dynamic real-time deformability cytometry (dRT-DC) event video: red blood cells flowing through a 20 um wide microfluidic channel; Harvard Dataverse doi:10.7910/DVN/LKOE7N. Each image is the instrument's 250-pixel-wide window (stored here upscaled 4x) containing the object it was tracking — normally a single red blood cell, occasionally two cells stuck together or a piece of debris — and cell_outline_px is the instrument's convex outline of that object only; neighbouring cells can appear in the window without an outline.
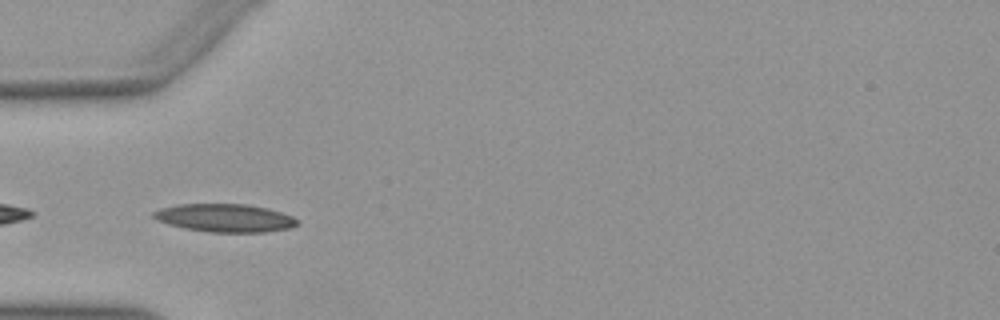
{"species": "Egyptian fruit bat (a non-hibernating species)", "species_latin": "Rousettus aegyptiacus", "temperature_condition": "warm", "stored_images_in_passage": 4, "camera_frame_rate_fps": 3000, "um_per_image_px": 0.085, "animal": {"sex": "female"}, "frame": {"image": 1, "passage_image": 1, "time_ms": 0.0, "image_size_px": [1000, 320], "cell_outline_px": [[300, 220], [292, 228], [264, 232], [208, 232], [184, 228], [168, 224], [156, 220], [152, 216], [152, 212], [160, 208], [176, 204], [244, 204], [268, 208], [292, 216]], "centroid_in_image_um": [19.1, 18.52], "position_along_channel_um": 65.9, "area_um2": 23.64}}